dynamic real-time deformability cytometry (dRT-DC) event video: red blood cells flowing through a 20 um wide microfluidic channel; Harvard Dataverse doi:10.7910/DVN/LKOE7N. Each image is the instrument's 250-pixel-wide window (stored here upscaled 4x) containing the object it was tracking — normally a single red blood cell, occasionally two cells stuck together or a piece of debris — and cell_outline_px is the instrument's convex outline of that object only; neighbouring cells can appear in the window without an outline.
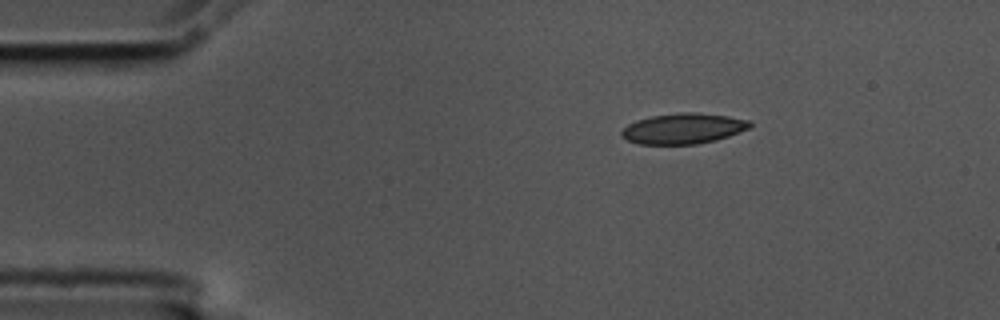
{"species": "common noctule bat (a hibernating species)", "species_latin": "Nyctalus noctula", "temperature_condition": "cold", "stored_images_in_passage": 48, "camera_frame_rate_fps": 3000, "um_per_image_px": 0.085, "animal": {"sex": "male", "body_mass_g": 17.5, "forearm_length_mm": 52.3}, "frame": {"image": 1, "passage_image": 1, "time_ms": 0.0, "image_size_px": [1000, 320], "cell_outline_px": [[752, 124], [748, 128], [740, 132], [716, 140], [696, 144], [640, 144], [628, 140], [620, 136], [620, 132], [628, 124], [636, 120], [652, 116], [680, 112], [696, 112], [728, 116], [752, 120]], "centroid_in_image_um": [58.09, 10.92], "position_along_channel_um": 26.9, "area_um2": 22.89}}
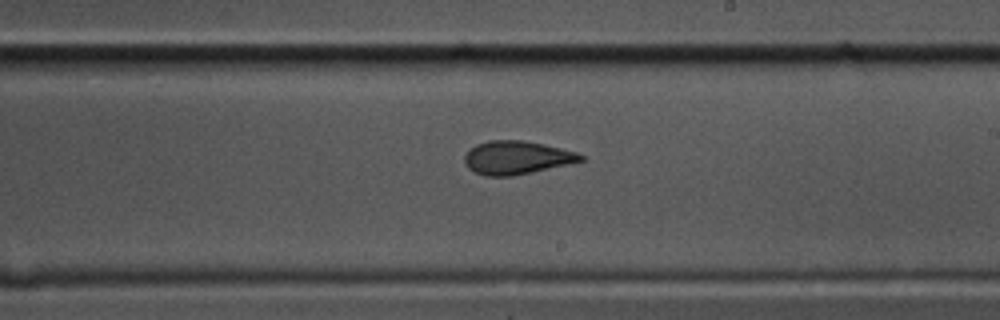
{"frame": {"image": 2, "passage_image": 24, "time_ms": 7.667, "image_size_px": [1000, 320], "cell_outline_px": [[584, 160], [532, 172], [512, 176], [484, 176], [468, 168], [464, 160], [464, 156], [476, 144], [488, 140], [524, 140], [544, 144], [576, 152], [584, 156]], "centroid_in_image_um": [43.9, 13.39], "position_along_channel_um": 245.1, "area_um2": 22.37}}
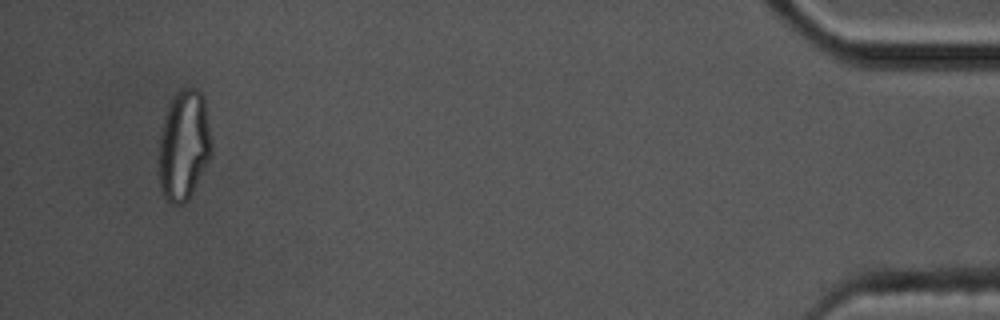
{"frame": {"image": 3, "passage_image": 45, "time_ms": 14.667, "image_size_px": [1000, 320], "cell_outline_px": [[212, 156], [188, 200], [184, 204], [172, 204], [164, 196], [160, 188], [160, 132], [164, 116], [168, 104], [172, 96], [176, 92], [184, 88], [196, 88], [204, 96], [212, 140]], "centroid_in_image_um": [15.65, 12.32], "position_along_channel_um": 419.5, "area_um2": 34.16}, "authors_computed_cell_mechanics": {"area_um2": 23.2067, "velocity_mm_per_s": 3.5906, "shape_relaxation_time_tau1_ms": 7.1928, "shape_relaxation_time_tau2_ms": 2.19, "deformation_change_tau1": 0.1851, "deformation_change_tau2": 0.0668}}